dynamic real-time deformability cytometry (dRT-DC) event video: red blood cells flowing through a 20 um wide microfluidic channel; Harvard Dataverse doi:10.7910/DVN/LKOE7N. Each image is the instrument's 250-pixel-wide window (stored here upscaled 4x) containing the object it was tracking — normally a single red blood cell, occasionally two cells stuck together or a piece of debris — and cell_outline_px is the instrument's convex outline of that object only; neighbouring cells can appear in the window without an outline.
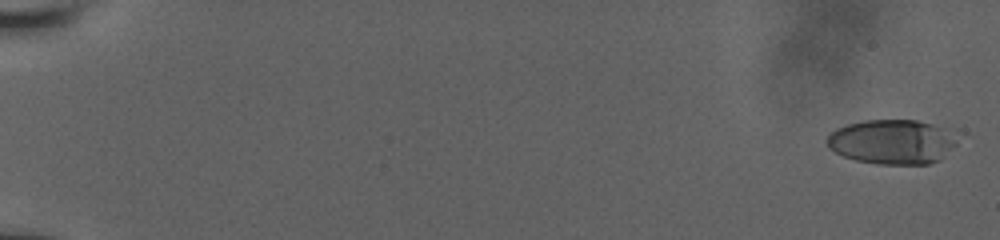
{"species": "human", "species_latin": "Homo sapiens", "temperature_condition": "room temperature", "stored_images_in_passage": 27, "camera_frame_rate_fps": 3000, "um_per_image_px": 0.085, "donor": {"sex": "male"}, "frame": {"image": 1, "passage_image": 1, "time_ms": 0.0, "image_size_px": [1000, 240], "cell_outline_px": [[964, 132], [956, 144], [940, 160], [928, 164], [876, 164], [856, 160], [844, 156], [828, 148], [824, 140], [836, 128], [848, 124], [864, 120], [916, 120], [956, 128]], "centroid_in_image_um": [75.97, 12.03], "position_along_channel_um": 9.0, "area_um2": 34.97}}
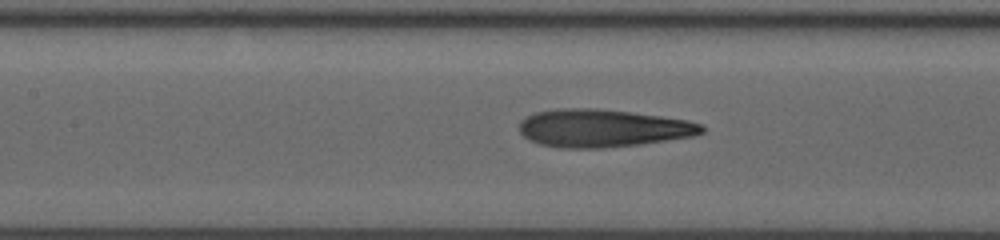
{"frame": {"image": 2, "passage_image": 16, "time_ms": 9.0, "image_size_px": [1000, 240], "cell_outline_px": [[704, 132], [692, 136], [636, 144], [604, 148], [560, 148], [540, 144], [528, 140], [520, 132], [520, 120], [524, 116], [536, 112], [560, 108], [596, 108], [632, 112], [688, 120], [700, 124], [704, 128]], "centroid_in_image_um": [51.17, 10.89], "position_along_channel_um": 156.2, "area_um2": 40.11}}
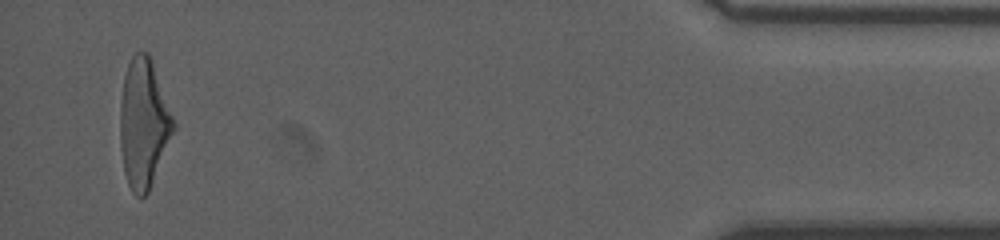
{"frame": {"image": 3, "passage_image": 27, "time_ms": 17.333, "image_size_px": [1000, 240], "cell_outline_px": [[176, 124], [148, 192], [144, 196], [136, 196], [132, 192], [128, 184], [124, 172], [120, 148], [120, 104], [124, 76], [128, 64], [132, 56], [136, 52], [148, 52], [152, 60]], "centroid_in_image_um": [12.19, 10.47], "position_along_channel_um": 423.0, "area_um2": 39.71}}